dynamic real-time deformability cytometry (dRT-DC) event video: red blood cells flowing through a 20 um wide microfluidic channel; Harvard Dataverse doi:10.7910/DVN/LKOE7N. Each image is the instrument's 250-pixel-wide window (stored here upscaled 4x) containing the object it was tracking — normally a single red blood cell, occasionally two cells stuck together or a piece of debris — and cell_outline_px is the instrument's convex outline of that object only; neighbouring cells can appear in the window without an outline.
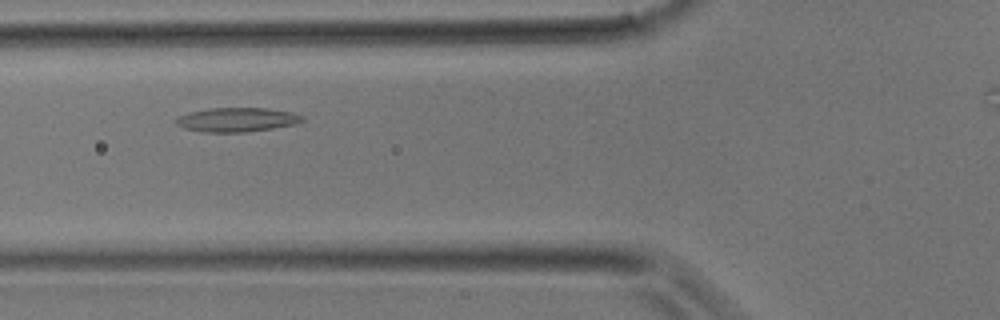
{"species": "common noctule bat (a hibernating species)", "species_latin": "Nyctalus noctula", "temperature_condition": "room temperature", "stored_images_in_passage": 16, "camera_frame_rate_fps": 3000, "um_per_image_px": 0.085, "animal": {"sex": "male", "body_mass_g": 17.9}, "frame": {"image": 1, "passage_image": 9, "time_ms": 2.667, "image_size_px": [1000, 320], "cell_outline_px": [[304, 120], [296, 124], [272, 128], [244, 132], [204, 132], [184, 128], [176, 124], [176, 120], [180, 116], [192, 112], [212, 108], [268, 108], [292, 112], [304, 116]], "centroid_in_image_um": [20.19, 10.17], "position_along_channel_um": 105.6, "area_um2": 17.57}}
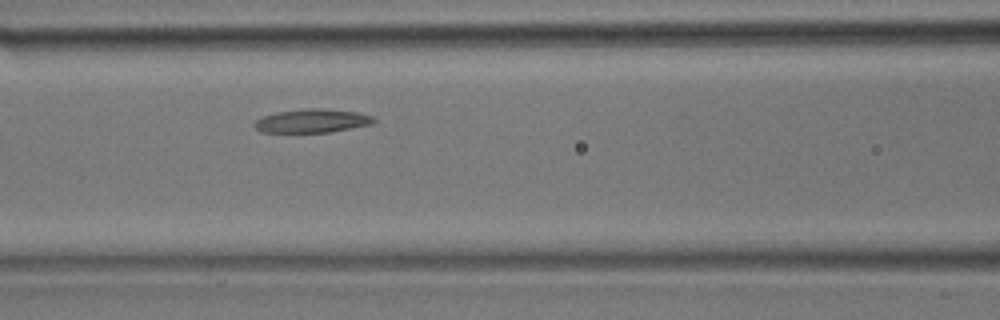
{"frame": {"image": 2, "passage_image": 11, "time_ms": 3.333, "image_size_px": [1000, 320], "cell_outline_px": [[376, 120], [372, 124], [328, 132], [260, 132], [252, 124], [256, 120], [264, 116], [276, 112], [308, 108], [320, 108], [356, 112], [372, 116]], "centroid_in_image_um": [26.5, 10.27], "position_along_channel_um": 140.1, "area_um2": 16.24}}
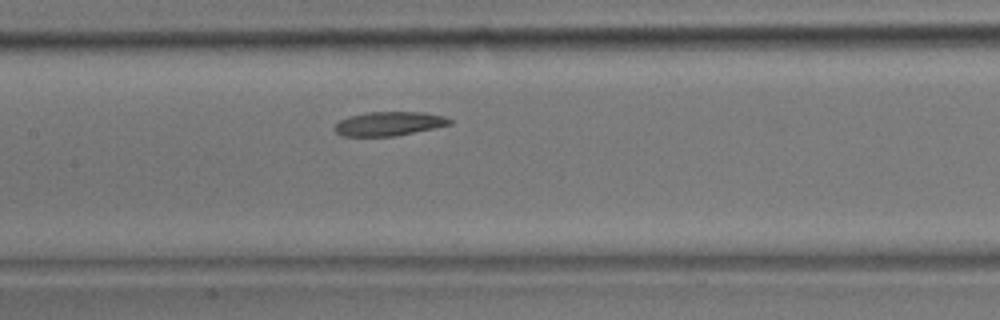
{"frame": {"image": 3, "passage_image": 13, "time_ms": 4.0, "image_size_px": [1000, 320], "cell_outline_px": [[452, 124], [396, 136], [340, 136], [332, 128], [340, 120], [348, 116], [364, 112], [424, 112], [444, 116], [452, 120]], "centroid_in_image_um": [33.03, 10.51], "position_along_channel_um": 174.4, "area_um2": 16.24}}